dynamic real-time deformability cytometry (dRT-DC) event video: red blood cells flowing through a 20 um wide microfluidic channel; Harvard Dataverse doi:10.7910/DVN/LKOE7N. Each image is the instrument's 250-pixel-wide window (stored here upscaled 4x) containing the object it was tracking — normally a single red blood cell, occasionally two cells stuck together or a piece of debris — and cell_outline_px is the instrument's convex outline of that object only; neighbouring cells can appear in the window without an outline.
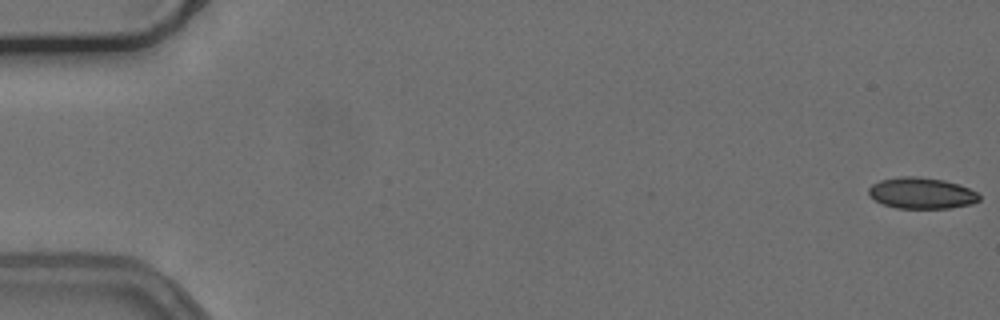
{"species": "common noctule bat (a hibernating species)", "species_latin": "Nyctalus noctula", "temperature_condition": "cold", "stored_images_in_passage": 55, "camera_frame_rate_fps": 3000, "um_per_image_px": 0.085, "animal": {"sex": "female", "body_mass_g": 24.6, "forearm_length_mm": 56.2}, "frame": {"image": 1, "passage_image": 1, "time_ms": 0.0, "image_size_px": [1000, 320], "cell_outline_px": [[980, 200], [972, 204], [948, 208], [896, 208], [884, 204], [876, 200], [868, 192], [868, 188], [872, 184], [880, 180], [900, 176], [916, 176], [944, 180], [968, 188], [976, 192], [980, 196]], "centroid_in_image_um": [78.33, 16.41], "position_along_channel_um": 6.7, "area_um2": 19.94}}
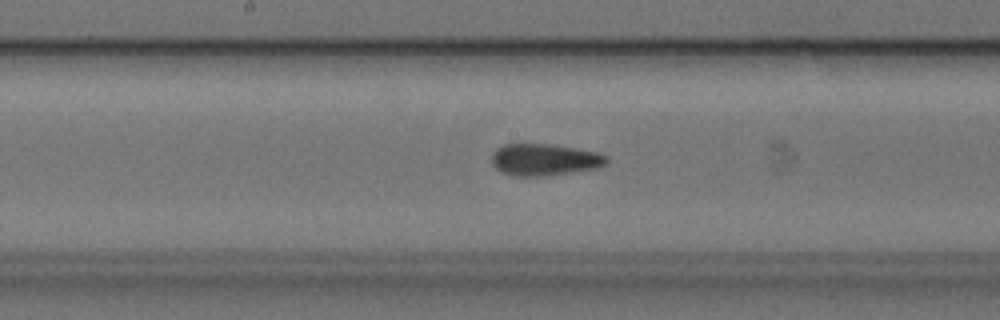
{"frame": {"image": 2, "passage_image": 29, "time_ms": 9.333, "image_size_px": [1000, 320], "cell_outline_px": [[608, 164], [600, 168], [544, 176], [516, 176], [500, 172], [492, 164], [492, 152], [496, 148], [504, 144], [552, 144], [576, 148], [596, 152], [608, 156]], "centroid_in_image_um": [46.3, 13.57], "position_along_channel_um": 201.9, "area_um2": 21.56}}
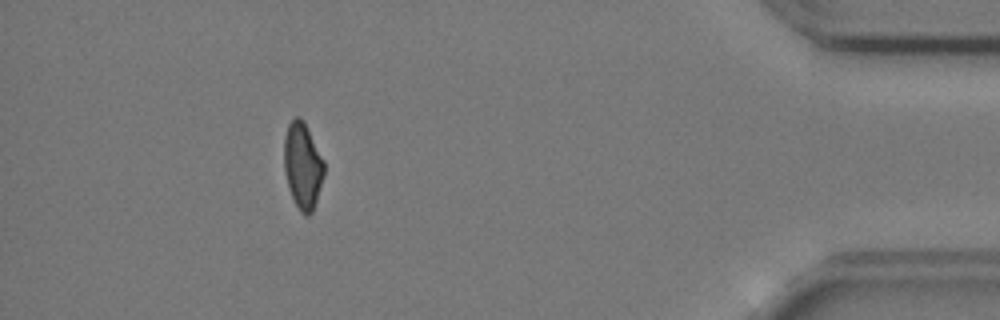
{"frame": {"image": 3, "passage_image": 50, "time_ms": 16.333, "image_size_px": [1000, 320], "cell_outline_px": [[324, 176], [312, 212], [308, 216], [304, 216], [300, 212], [288, 188], [284, 172], [284, 136], [288, 124], [296, 116], [300, 116], [304, 120], [324, 160]], "centroid_in_image_um": [25.72, 14.06], "position_along_channel_um": 409.5, "area_um2": 20.29}, "authors_computed_cell_mechanics": {"area_um2": 21.2126, "velocity_mm_per_s": 3.7566, "shape_relaxation_time_tau1_ms": null, "shape_relaxation_time_tau2_ms": 1.847, "deformation_change_tau1": null, "deformation_change_tau2": 0.0907}}